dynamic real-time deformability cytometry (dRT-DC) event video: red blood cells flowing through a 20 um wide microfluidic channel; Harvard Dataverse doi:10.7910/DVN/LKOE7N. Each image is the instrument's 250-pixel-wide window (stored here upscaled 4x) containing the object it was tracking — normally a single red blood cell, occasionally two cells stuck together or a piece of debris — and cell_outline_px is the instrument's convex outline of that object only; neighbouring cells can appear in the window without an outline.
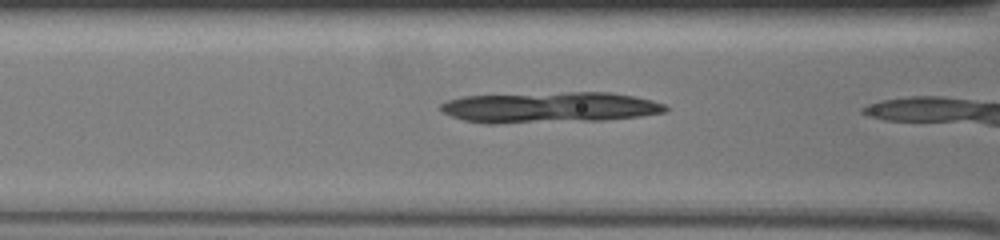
{"species": "common noctule bat (a hibernating species)", "species_latin": "Nyctalus noctula", "temperature_condition": "warm", "stored_images_in_passage": 6, "camera_frame_rate_fps": 3000, "um_per_image_px": 0.085, "animal": {"sex": "female", "body_mass_g": 19.5, "forearm_length_mm": 54.1}, "frame": {"image": 1, "passage_image": 5, "time_ms": 1.333, "image_size_px": [1000, 240], "cell_outline_px": [[668, 108], [664, 112], [640, 116], [604, 120], [496, 124], [484, 124], [464, 120], [452, 116], [444, 112], [440, 108], [440, 104], [448, 100], [464, 96], [564, 92], [612, 92], [652, 100], [664, 104]], "centroid_in_image_um": [46.7, 9.13], "position_along_channel_um": 119.9, "area_um2": 40.52}}